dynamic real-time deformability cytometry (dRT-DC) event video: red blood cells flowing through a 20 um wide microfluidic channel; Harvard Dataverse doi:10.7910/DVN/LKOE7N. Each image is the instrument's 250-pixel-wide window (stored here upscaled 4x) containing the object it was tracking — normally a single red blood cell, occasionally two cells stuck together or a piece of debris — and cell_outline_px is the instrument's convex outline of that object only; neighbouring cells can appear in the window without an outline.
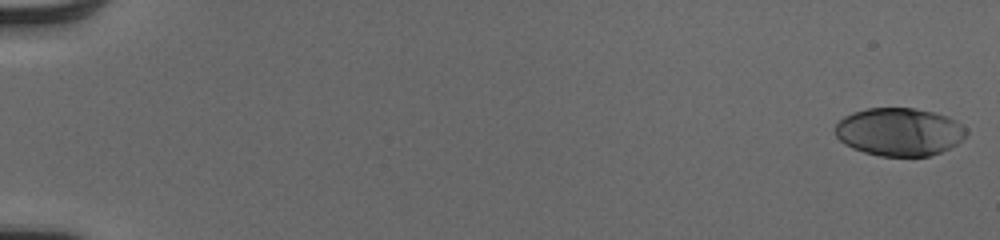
{"species": "human", "species_latin": "Homo sapiens", "temperature_condition": "cold", "stored_images_in_passage": 53, "camera_frame_rate_fps": 3000, "um_per_image_px": 0.085, "donor": {"sex": "male"}, "frame": {"image": 1, "passage_image": 1, "time_ms": 0.0, "image_size_px": [1000, 240], "cell_outline_px": [[968, 132], [956, 144], [940, 152], [928, 156], [880, 156], [864, 152], [852, 148], [844, 144], [836, 136], [836, 124], [844, 116], [852, 112], [868, 108], [916, 108], [936, 112], [948, 116], [956, 120], [968, 128]], "centroid_in_image_um": [76.45, 11.19], "position_along_channel_um": 8.5, "area_um2": 36.82}}
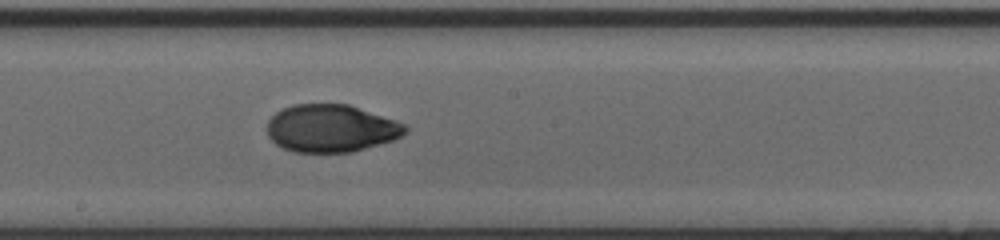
{"frame": {"image": 2, "passage_image": 31, "time_ms": 10.0, "image_size_px": [1000, 240], "cell_outline_px": [[408, 132], [392, 140], [352, 152], [292, 152], [276, 144], [268, 136], [268, 120], [276, 112], [292, 104], [348, 104], [408, 124]], "centroid_in_image_um": [28.16, 10.9], "position_along_channel_um": 220.0, "area_um2": 38.32}}
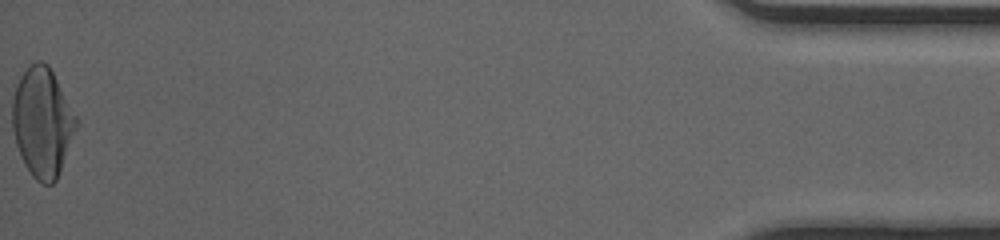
{"frame": {"image": 3, "passage_image": 53, "time_ms": 17.333, "image_size_px": [1000, 240], "cell_outline_px": [[80, 124], [56, 180], [52, 184], [40, 184], [32, 176], [20, 156], [16, 144], [12, 128], [12, 100], [16, 84], [20, 76], [36, 60], [40, 60], [48, 64], [80, 120]], "centroid_in_image_um": [3.63, 10.4], "position_along_channel_um": 431.6, "area_um2": 41.21}, "authors_computed_cell_mechanics": {"area_um2": 38.148, "velocity_mm_per_s": 4.0727, "shape_relaxation_time_tau1_ms": 5.0202, "shape_relaxation_time_tau2_ms": 1.9761, "deformation_change_tau1": 0.213, "deformation_change_tau2": 0.041}}